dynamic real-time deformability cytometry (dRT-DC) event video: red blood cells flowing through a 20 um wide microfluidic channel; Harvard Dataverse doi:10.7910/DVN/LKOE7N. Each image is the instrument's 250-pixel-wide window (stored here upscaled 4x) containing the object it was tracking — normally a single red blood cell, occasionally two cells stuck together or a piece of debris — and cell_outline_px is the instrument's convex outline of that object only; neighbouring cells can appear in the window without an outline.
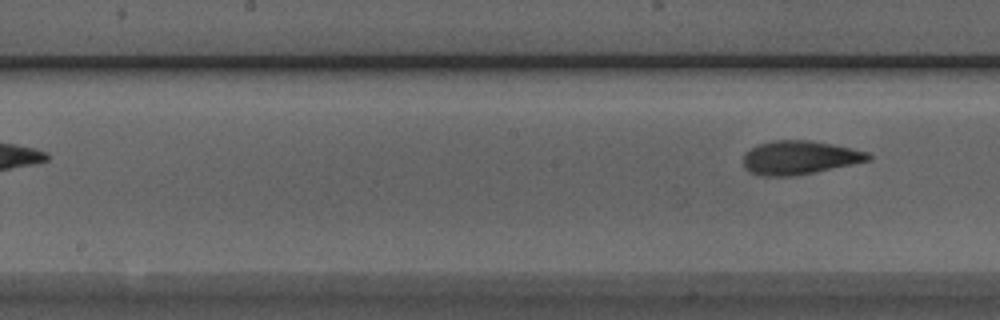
{"species": "Egyptian fruit bat (a non-hibernating species)", "species_latin": "Rousettus aegyptiacus", "temperature_condition": "room temperature", "stored_images_in_passage": 8, "camera_frame_rate_fps": 3000, "um_per_image_px": 0.085, "animal": {"sex": "male"}, "frame": {"image": 1, "passage_image": 8, "time_ms": 2.333, "image_size_px": [1000, 320], "cell_outline_px": [[872, 160], [792, 176], [756, 176], [748, 172], [744, 168], [744, 152], [760, 144], [772, 140], [808, 140], [832, 144], [852, 148], [868, 152], [872, 156]], "centroid_in_image_um": [67.93, 13.4], "position_along_channel_um": 180.3, "area_um2": 24.51}}